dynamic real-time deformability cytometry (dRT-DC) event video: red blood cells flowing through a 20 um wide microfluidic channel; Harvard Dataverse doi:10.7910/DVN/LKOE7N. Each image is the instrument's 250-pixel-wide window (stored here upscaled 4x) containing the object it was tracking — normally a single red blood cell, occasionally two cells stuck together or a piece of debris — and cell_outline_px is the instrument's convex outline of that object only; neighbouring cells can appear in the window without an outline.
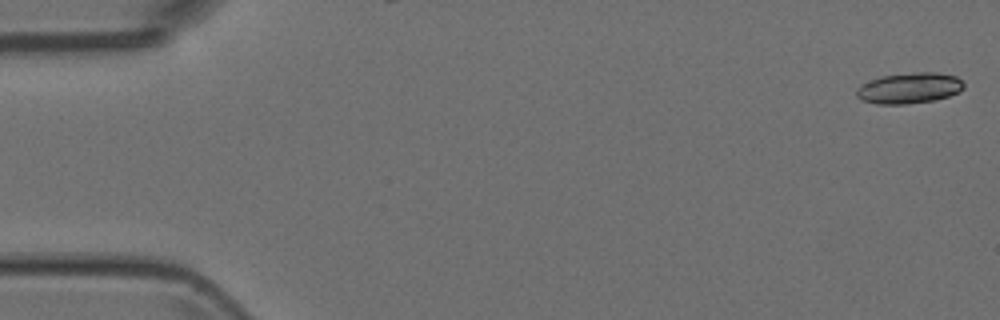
{"species": "Egyptian fruit bat (a non-hibernating species)", "species_latin": "Rousettus aegyptiacus", "temperature_condition": "room temperature", "stored_images_in_passage": 5, "camera_frame_rate_fps": 3000, "um_per_image_px": 0.085, "animal": {"sex": "female"}, "frame": {"image": 1, "passage_image": 1, "time_ms": 0.0, "image_size_px": [1000, 320], "cell_outline_px": [[964, 88], [960, 92], [936, 100], [908, 104], [876, 104], [860, 100], [856, 96], [856, 88], [860, 84], [880, 76], [912, 72], [936, 72], [956, 76], [964, 84]], "centroid_in_image_um": [77.26, 7.49], "position_along_channel_um": 7.7, "area_um2": 19.59}}
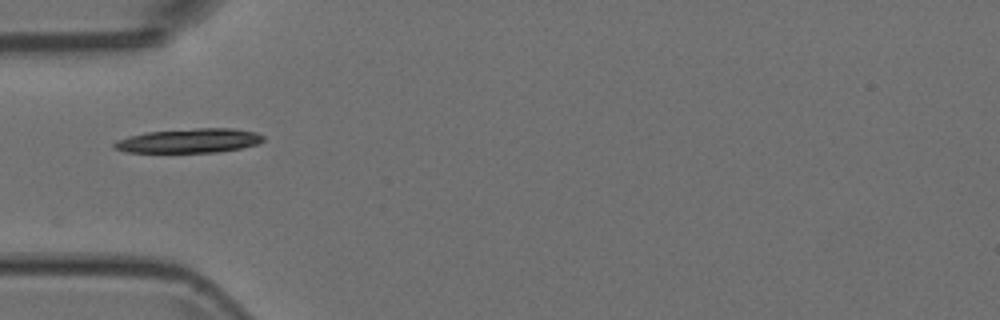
{"frame": {"image": 2, "passage_image": 5, "time_ms": 1.333, "image_size_px": [1000, 320], "cell_outline_px": [[264, 140], [260, 144], [240, 148], [216, 152], [128, 152], [112, 148], [112, 144], [116, 140], [128, 136], [148, 132], [196, 128], [232, 128], [256, 132], [264, 136]], "centroid_in_image_um": [16.09, 11.96], "position_along_channel_um": 68.9, "area_um2": 21.1}}